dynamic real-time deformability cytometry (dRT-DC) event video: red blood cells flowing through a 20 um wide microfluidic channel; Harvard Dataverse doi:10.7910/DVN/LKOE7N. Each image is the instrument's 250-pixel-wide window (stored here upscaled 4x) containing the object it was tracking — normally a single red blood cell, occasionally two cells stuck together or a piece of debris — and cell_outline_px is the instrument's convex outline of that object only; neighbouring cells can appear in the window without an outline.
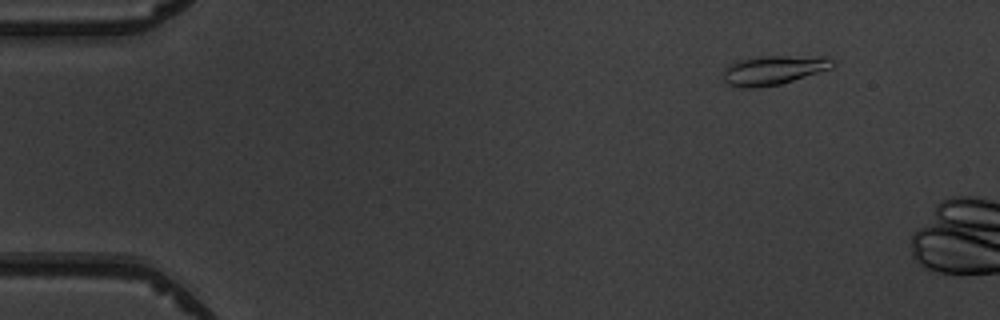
{"species": "common noctule bat (a hibernating species)", "species_latin": "Nyctalus noctula", "temperature_condition": "warm", "stored_images_in_passage": 3, "camera_frame_rate_fps": 3000, "um_per_image_px": 0.085, "animal": {"sex": "male", "body_mass_g": 19.5, "forearm_length_mm": 54.6}, "frame": {"image": 1, "passage_image": 2, "time_ms": 1.0, "image_size_px": [1000, 320], "cell_outline_px": [[840, 60], [832, 68], [780, 84], [756, 88], [744, 88], [724, 84], [724, 68], [728, 64], [740, 60], [764, 56], [828, 56]], "centroid_in_image_um": [65.81, 5.95], "position_along_channel_um": 19.2, "area_um2": 18.96}}